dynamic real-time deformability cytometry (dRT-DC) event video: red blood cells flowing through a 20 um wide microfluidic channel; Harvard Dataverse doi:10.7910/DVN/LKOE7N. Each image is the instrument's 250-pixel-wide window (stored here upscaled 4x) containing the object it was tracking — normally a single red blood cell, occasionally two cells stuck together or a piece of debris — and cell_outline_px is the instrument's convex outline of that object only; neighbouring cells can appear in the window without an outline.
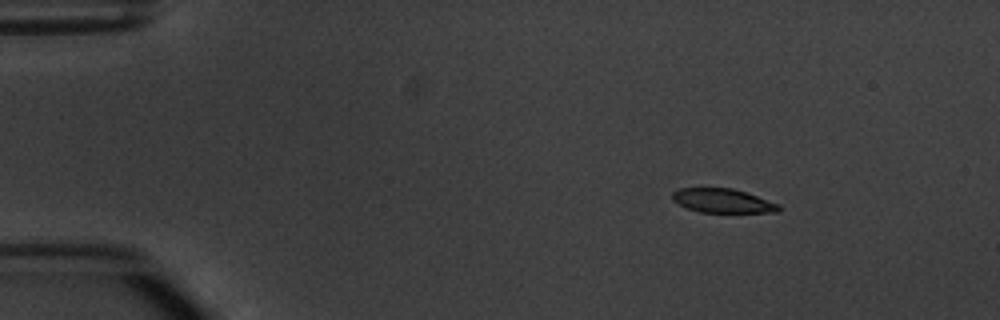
{"species": "common noctule bat (a hibernating species)", "species_latin": "Nyctalus noctula", "temperature_condition": "warm", "stored_images_in_passage": 5, "camera_frame_rate_fps": 3000, "um_per_image_px": 0.085, "animal": {"sex": "male", "body_mass_g": 20.1, "forearm_length_mm": 53.5}, "frame": {"image": 1, "passage_image": 2, "time_ms": 1.333, "image_size_px": [1000, 320], "cell_outline_px": [[780, 212], [700, 212], [688, 208], [672, 200], [672, 192], [680, 188], [732, 188], [748, 192], [780, 204]], "centroid_in_image_um": [61.46, 17.05], "position_along_channel_um": 23.5, "area_um2": 14.97}}
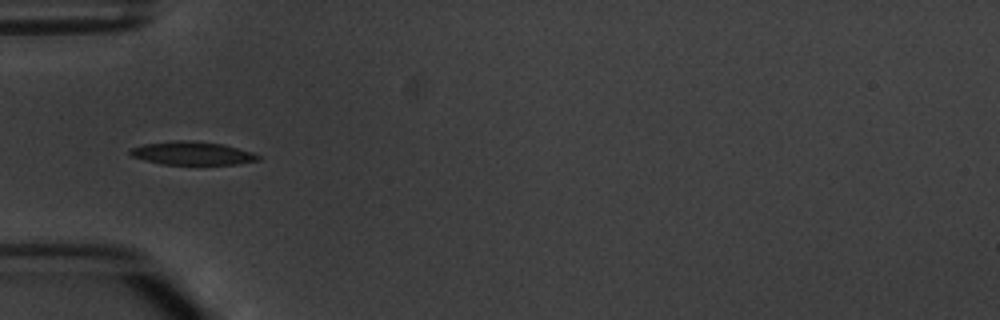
{"frame": {"image": 2, "passage_image": 5, "time_ms": 4.667, "image_size_px": [1000, 320], "cell_outline_px": [[260, 160], [236, 164], [160, 164], [144, 160], [132, 156], [128, 152], [132, 148], [144, 144], [172, 140], [192, 140], [224, 144], [252, 152], [260, 156]], "centroid_in_image_um": [16.34, 13.02], "position_along_channel_um": 68.7, "area_um2": 17.4}}